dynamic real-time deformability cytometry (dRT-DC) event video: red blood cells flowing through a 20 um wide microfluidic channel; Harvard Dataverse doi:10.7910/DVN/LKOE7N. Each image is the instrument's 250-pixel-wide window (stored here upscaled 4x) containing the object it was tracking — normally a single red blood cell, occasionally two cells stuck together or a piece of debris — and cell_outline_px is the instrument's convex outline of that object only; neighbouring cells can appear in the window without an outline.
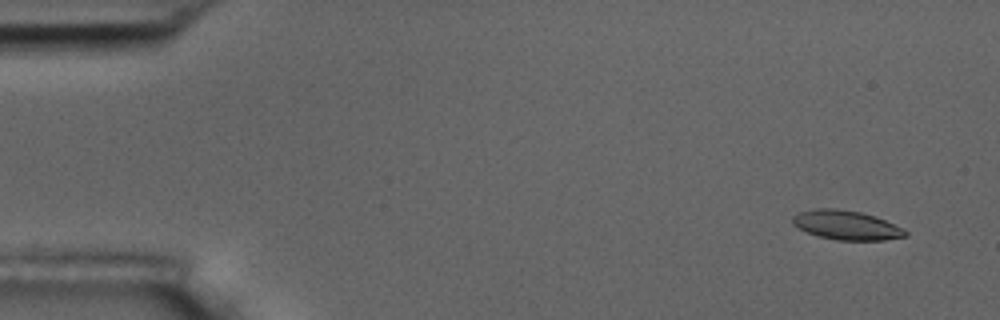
{"species": "common noctule bat (a hibernating species)", "species_latin": "Nyctalus noctula", "temperature_condition": "room temperature", "stored_images_in_passage": 6, "camera_frame_rate_fps": 3000, "um_per_image_px": 0.085, "animal": {"sex": "male", "body_mass_g": 17.5, "forearm_length_mm": 52.3}, "frame": {"image": 1, "passage_image": 1, "time_ms": 0.0, "image_size_px": [1000, 320], "cell_outline_px": [[908, 236], [884, 240], [836, 240], [816, 236], [792, 224], [792, 216], [800, 212], [816, 208], [836, 208], [860, 212], [876, 216], [904, 228], [908, 232]], "centroid_in_image_um": [71.97, 19.14], "position_along_channel_um": 13.0, "area_um2": 19.36}}
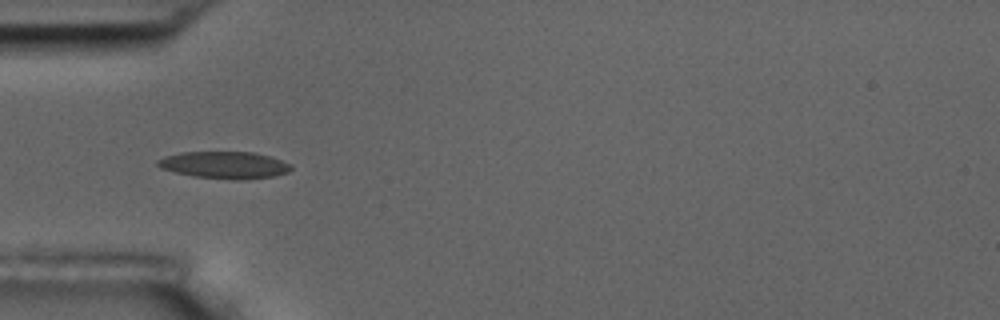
{"frame": {"image": 2, "passage_image": 5, "time_ms": 4.667, "image_size_px": [1000, 320], "cell_outline_px": [[292, 168], [288, 172], [272, 176], [244, 180], [232, 180], [196, 176], [176, 172], [160, 168], [156, 164], [156, 160], [164, 156], [180, 152], [252, 152], [268, 156], [292, 164]], "centroid_in_image_um": [19.06, 14.02], "position_along_channel_um": 65.9, "area_um2": 20.98}}